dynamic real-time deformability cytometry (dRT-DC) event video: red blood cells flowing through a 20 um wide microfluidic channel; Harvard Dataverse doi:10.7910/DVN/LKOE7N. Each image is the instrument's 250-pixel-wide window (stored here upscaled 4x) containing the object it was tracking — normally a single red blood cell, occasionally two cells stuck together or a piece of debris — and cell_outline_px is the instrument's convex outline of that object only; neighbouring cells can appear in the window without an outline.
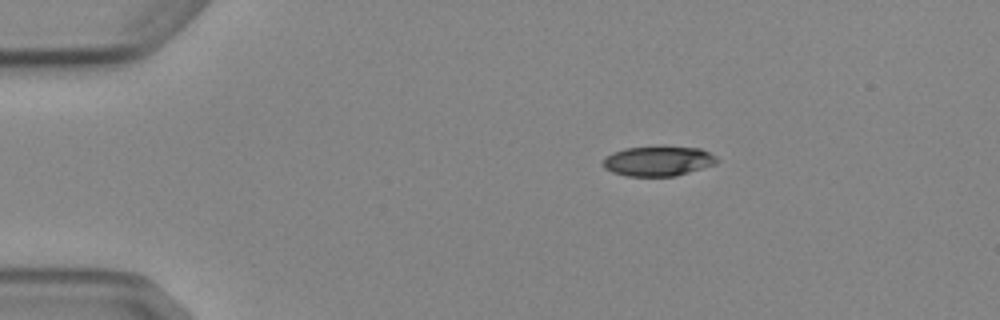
{"species": "Egyptian fruit bat (a non-hibernating species)", "species_latin": "Rousettus aegyptiacus", "temperature_condition": "cold", "stored_images_in_passage": 2, "camera_frame_rate_fps": 3000, "um_per_image_px": 0.085, "animal": {"sex": "female"}, "frame": {"image": 1, "passage_image": 1, "time_ms": 0.0, "image_size_px": [1000, 320], "cell_outline_px": [[720, 160], [716, 164], [676, 176], [628, 176], [612, 172], [604, 168], [604, 156], [612, 152], [624, 148], [664, 144], [700, 148], [716, 156]], "centroid_in_image_um": [55.96, 13.65], "position_along_channel_um": 29.0, "area_um2": 20.58}}